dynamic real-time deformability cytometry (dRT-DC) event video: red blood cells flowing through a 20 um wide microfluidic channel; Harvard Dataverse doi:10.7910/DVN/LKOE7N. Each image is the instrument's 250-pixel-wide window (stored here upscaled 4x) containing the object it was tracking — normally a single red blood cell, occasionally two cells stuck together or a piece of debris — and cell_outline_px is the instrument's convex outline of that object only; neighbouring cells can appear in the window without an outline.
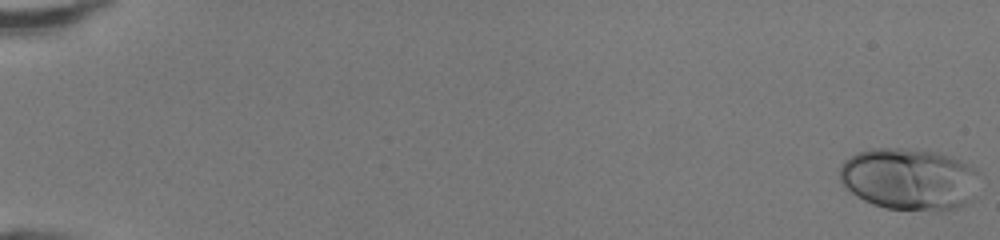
{"species": "human", "species_latin": "Homo sapiens", "temperature_condition": "room temperature", "stored_images_in_passage": 49, "camera_frame_rate_fps": 3000, "um_per_image_px": 0.085, "donor": {"sex": "female"}, "frame": {"image": 1, "passage_image": 1, "time_ms": 0.0, "image_size_px": [1000, 240], "cell_outline_px": [[976, 172], [964, 204], [952, 208], [884, 208], [872, 204], [856, 196], [840, 180], [840, 168], [844, 160], [856, 152], [872, 148], [904, 148], [936, 152], [960, 160], [976, 168]], "centroid_in_image_um": [77.13, 15.15], "position_along_channel_um": 7.9, "area_um2": 48.55}}
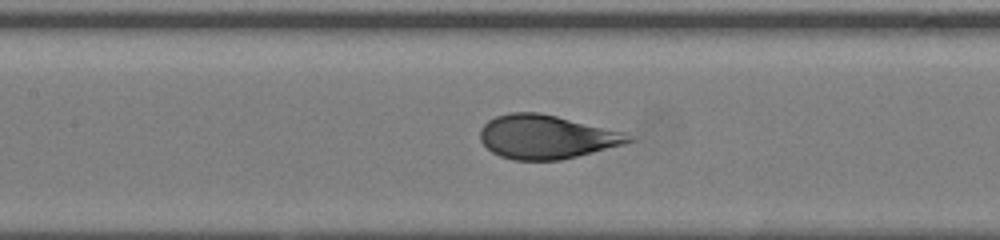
{"frame": {"image": 2, "passage_image": 25, "time_ms": 8.0, "image_size_px": [1000, 240], "cell_outline_px": [[636, 140], [624, 144], [560, 160], [512, 160], [500, 156], [492, 152], [480, 140], [480, 128], [488, 120], [496, 116], [512, 112], [536, 112], [556, 116], [624, 132], [632, 136]], "centroid_in_image_um": [46.42, 11.64], "position_along_channel_um": 161.0, "area_um2": 37.63}}
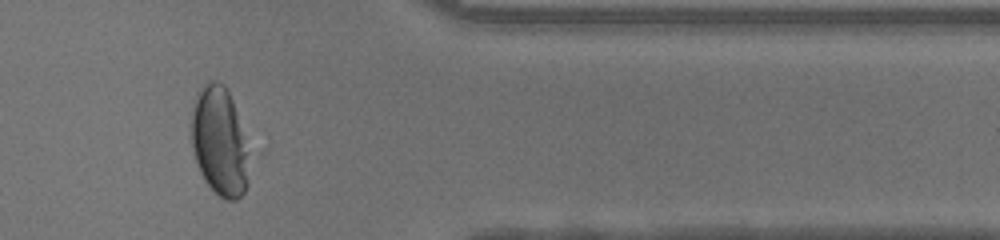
{"frame": {"image": 3, "passage_image": 42, "time_ms": 13.667, "image_size_px": [1000, 240], "cell_outline_px": [[248, 184], [244, 192], [236, 200], [224, 200], [204, 180], [200, 172], [192, 148], [192, 108], [196, 92], [204, 84], [212, 80], [216, 80], [224, 84], [232, 100], [236, 112], [248, 152]], "centroid_in_image_um": [18.64, 12.03], "position_along_channel_um": 392.8, "area_um2": 36.3}, "authors_computed_cell_mechanics": {"area_um2": 40.9224, "velocity_mm_per_s": 4.3002, "shape_relaxation_time_tau1_ms": 2.5916, "shape_relaxation_time_tau2_ms": null, "deformation_change_tau1": 0.1856, "deformation_change_tau2": null}}